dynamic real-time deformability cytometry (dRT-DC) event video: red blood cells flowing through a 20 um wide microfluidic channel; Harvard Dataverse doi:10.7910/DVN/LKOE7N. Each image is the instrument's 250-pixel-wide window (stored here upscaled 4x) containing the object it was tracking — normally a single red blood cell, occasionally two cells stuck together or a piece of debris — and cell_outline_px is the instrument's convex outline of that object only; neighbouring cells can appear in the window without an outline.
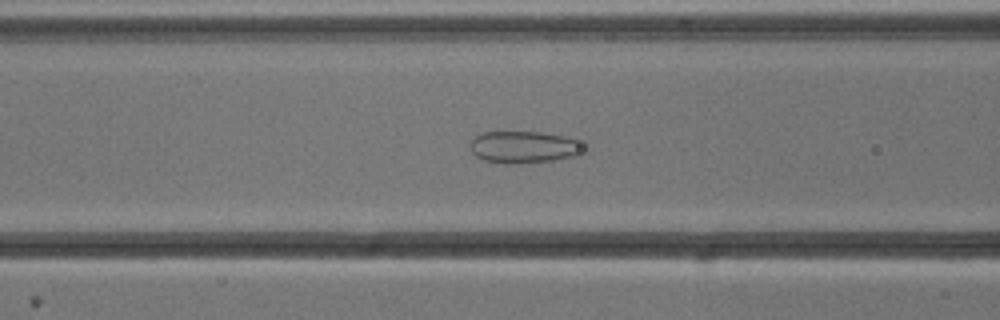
{"species": "common noctule bat (a hibernating species)", "species_latin": "Nyctalus noctula", "temperature_condition": "cold", "stored_images_in_passage": 37, "camera_frame_rate_fps": 3000, "um_per_image_px": 0.085, "animal": {"sex": "male", "body_mass_g": 13.3}, "frame": {"image": 1, "passage_image": 5, "time_ms": 1.333, "image_size_px": [1000, 320], "cell_outline_px": [[592, 152], [580, 156], [552, 160], [516, 164], [504, 164], [484, 160], [476, 156], [472, 152], [468, 144], [476, 136], [484, 132], [540, 132], [588, 140]], "centroid_in_image_um": [44.76, 12.51], "position_along_channel_um": 121.8, "area_um2": 22.31}}
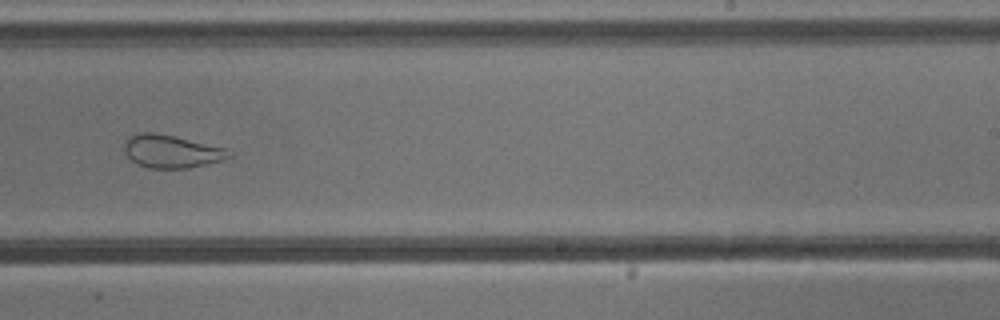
{"frame": {"image": 2, "passage_image": 17, "time_ms": 5.333, "image_size_px": [1000, 320], "cell_outline_px": [[232, 156], [220, 160], [188, 168], [148, 168], [132, 160], [128, 156], [124, 148], [124, 140], [140, 132], [156, 132], [224, 148], [232, 152]], "centroid_in_image_um": [14.54, 12.86], "position_along_channel_um": 274.5, "area_um2": 19.65}}
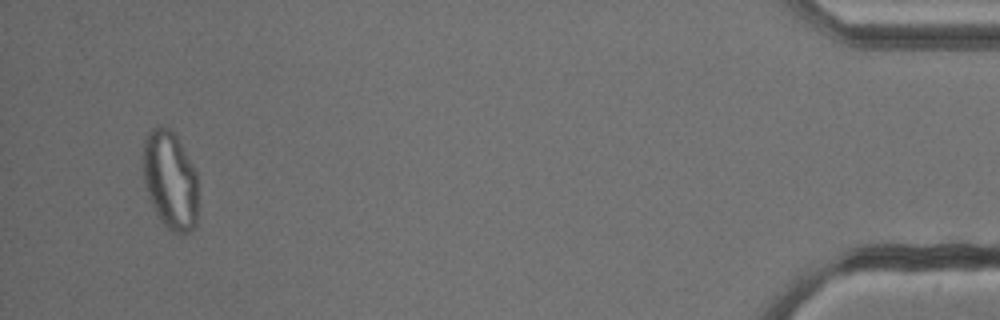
{"frame": {"image": 3, "passage_image": 35, "time_ms": 11.333, "image_size_px": [1000, 320], "cell_outline_px": [[196, 224], [188, 232], [172, 232], [160, 220], [148, 196], [144, 184], [144, 140], [148, 132], [152, 128], [160, 124], [168, 128], [176, 136], [192, 164], [196, 172]], "centroid_in_image_um": [14.45, 15.29], "position_along_channel_um": 420.8, "area_um2": 31.04}}